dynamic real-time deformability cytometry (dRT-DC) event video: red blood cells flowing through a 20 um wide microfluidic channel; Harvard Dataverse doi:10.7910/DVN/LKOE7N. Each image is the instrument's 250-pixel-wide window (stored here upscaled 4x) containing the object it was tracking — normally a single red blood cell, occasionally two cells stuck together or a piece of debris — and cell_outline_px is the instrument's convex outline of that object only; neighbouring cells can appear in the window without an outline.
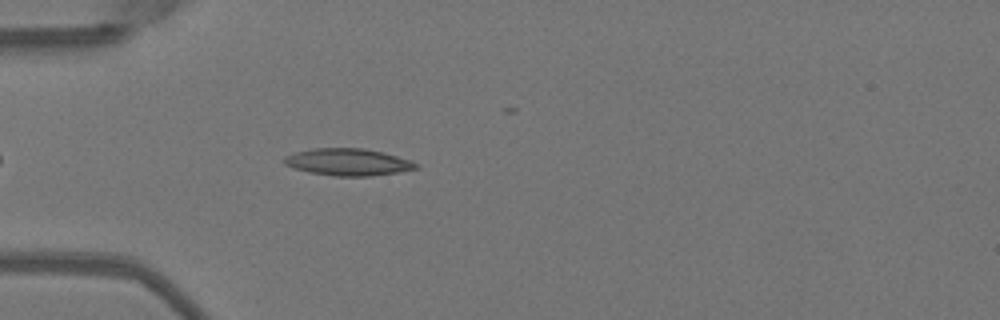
{"species": "Egyptian fruit bat (a non-hibernating species)", "species_latin": "Rousettus aegyptiacus", "temperature_condition": "warm", "stored_images_in_passage": 30, "camera_frame_rate_fps": 3000, "um_per_image_px": 0.085, "animal": {"sex": "female"}, "frame": {"image": 1, "passage_image": 8, "time_ms": 2.333, "image_size_px": [1000, 320], "cell_outline_px": [[420, 164], [416, 168], [396, 172], [372, 176], [336, 176], [308, 172], [284, 164], [284, 156], [296, 152], [316, 148], [364, 148], [384, 152], [412, 160]], "centroid_in_image_um": [29.61, 13.77], "position_along_channel_um": 55.4, "area_um2": 20.69}}
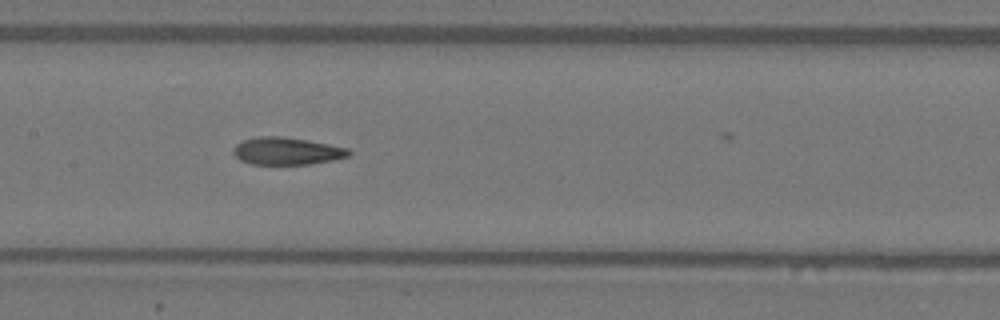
{"frame": {"image": 2, "passage_image": 18, "time_ms": 5.667, "image_size_px": [1000, 320], "cell_outline_px": [[352, 152], [348, 156], [332, 160], [312, 164], [252, 164], [240, 160], [232, 152], [232, 148], [236, 144], [244, 140], [260, 136], [280, 136], [308, 140], [348, 148]], "centroid_in_image_um": [24.37, 12.84], "position_along_channel_um": 183.0, "area_um2": 18.38}}
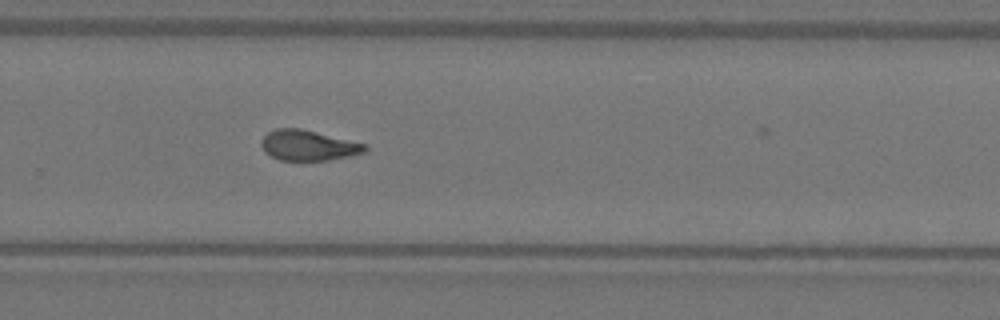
{"frame": {"image": 3, "passage_image": 27, "time_ms": 8.667, "image_size_px": [1000, 320], "cell_outline_px": [[368, 148], [364, 152], [348, 156], [328, 160], [280, 160], [264, 152], [260, 144], [260, 140], [268, 132], [276, 128], [300, 128], [368, 144]], "centroid_in_image_um": [26.19, 12.35], "position_along_channel_um": 303.6, "area_um2": 18.38}}